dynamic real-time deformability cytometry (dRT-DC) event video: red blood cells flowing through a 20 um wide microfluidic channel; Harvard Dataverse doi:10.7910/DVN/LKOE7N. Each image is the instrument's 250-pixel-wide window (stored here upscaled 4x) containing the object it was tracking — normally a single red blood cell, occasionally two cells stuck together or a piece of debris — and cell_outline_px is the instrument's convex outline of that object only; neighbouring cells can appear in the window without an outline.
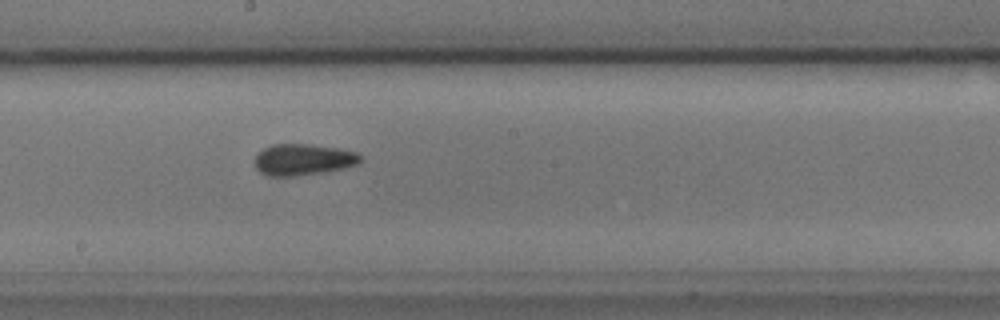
{"species": "common noctule bat (a hibernating species)", "species_latin": "Nyctalus noctula", "temperature_condition": "cold", "stored_images_in_passage": 37, "camera_frame_rate_fps": 3000, "um_per_image_px": 0.085, "animal": {"sex": "male", "body_mass_g": 17.9, "forearm_length_mm": 54.2}, "frame": {"image": 1, "passage_image": 22, "time_ms": 7.0, "image_size_px": [1000, 320], "cell_outline_px": [[364, 160], [356, 164], [344, 168], [324, 172], [296, 176], [268, 176], [260, 172], [256, 168], [256, 156], [264, 148], [272, 144], [308, 144], [340, 148], [356, 152], [364, 156]], "centroid_in_image_um": [25.82, 13.56], "position_along_channel_um": 222.4, "area_um2": 19.42}}